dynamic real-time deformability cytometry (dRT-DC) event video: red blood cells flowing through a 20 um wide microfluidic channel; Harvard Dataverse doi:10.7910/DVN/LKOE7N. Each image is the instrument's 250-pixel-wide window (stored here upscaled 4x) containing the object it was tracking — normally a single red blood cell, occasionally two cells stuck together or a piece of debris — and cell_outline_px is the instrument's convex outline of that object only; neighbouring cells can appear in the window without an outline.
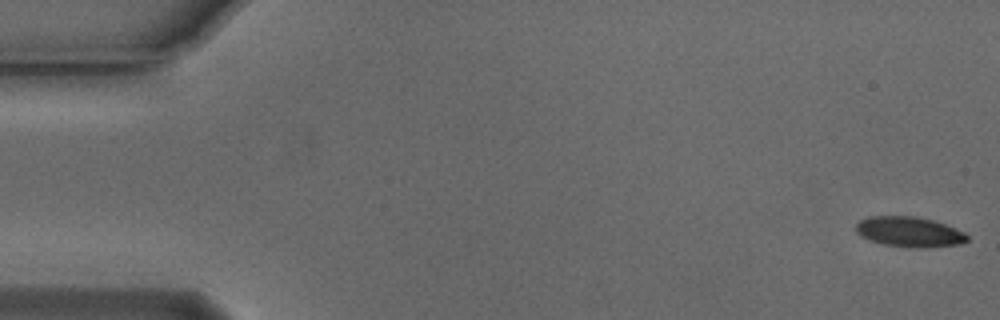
{"species": "Egyptian fruit bat (a non-hibernating species)", "species_latin": "Rousettus aegyptiacus", "temperature_condition": "cold", "stored_images_in_passage": 54, "camera_frame_rate_fps": 3000, "um_per_image_px": 0.085, "animal": {"sex": "male"}, "frame": {"image": 1, "passage_image": 1, "time_ms": 0.0, "image_size_px": [1000, 320], "cell_outline_px": [[968, 240], [960, 244], [928, 248], [908, 248], [884, 244], [868, 240], [860, 236], [856, 232], [856, 224], [860, 220], [868, 216], [916, 216], [932, 220], [944, 224], [964, 232], [968, 236]], "centroid_in_image_um": [77.27, 19.72], "position_along_channel_um": 7.7, "area_um2": 19.77}}
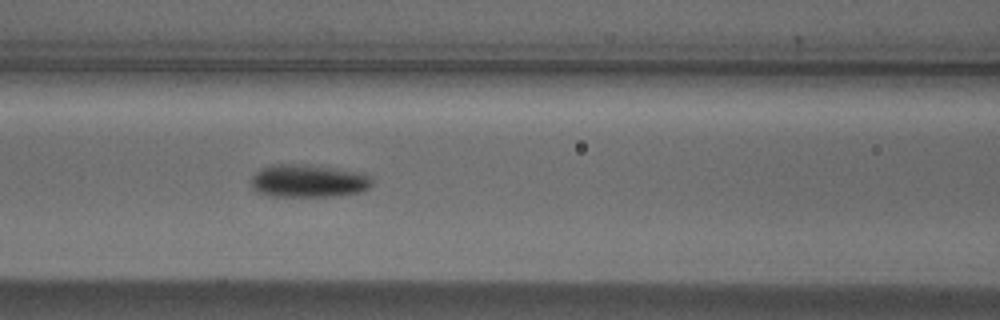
{"frame": {"image": 2, "passage_image": 23, "time_ms": 7.333, "image_size_px": [1000, 320], "cell_outline_px": [[372, 184], [368, 188], [360, 192], [332, 196], [272, 196], [256, 192], [252, 188], [252, 176], [260, 168], [272, 164], [292, 164], [332, 168], [364, 172], [372, 180]], "centroid_in_image_um": [26.19, 15.38], "position_along_channel_um": 140.4, "area_um2": 23.0}}
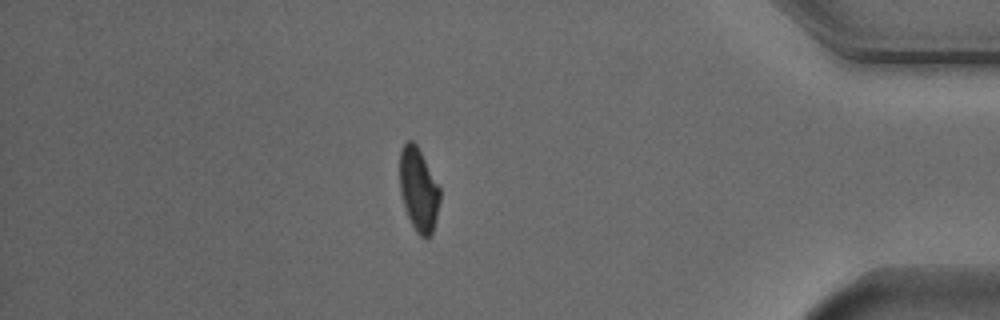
{"frame": {"image": 3, "passage_image": 47, "time_ms": 15.333, "image_size_px": [1000, 320], "cell_outline_px": [[440, 200], [432, 236], [428, 240], [420, 236], [416, 232], [408, 216], [400, 192], [400, 152], [404, 144], [408, 140], [412, 140], [416, 144], [440, 188]], "centroid_in_image_um": [35.59, 16.16], "position_along_channel_um": 399.6, "area_um2": 19.42}, "authors_computed_cell_mechanics": {"area_um2": 20.6346, "velocity_mm_per_s": 3.7544, "shape_relaxation_time_tau1_ms": 3.5091, "shape_relaxation_time_tau2_ms": 1.8676, "deformation_change_tau1": 0.1218, "deformation_change_tau2": 0.0625}}